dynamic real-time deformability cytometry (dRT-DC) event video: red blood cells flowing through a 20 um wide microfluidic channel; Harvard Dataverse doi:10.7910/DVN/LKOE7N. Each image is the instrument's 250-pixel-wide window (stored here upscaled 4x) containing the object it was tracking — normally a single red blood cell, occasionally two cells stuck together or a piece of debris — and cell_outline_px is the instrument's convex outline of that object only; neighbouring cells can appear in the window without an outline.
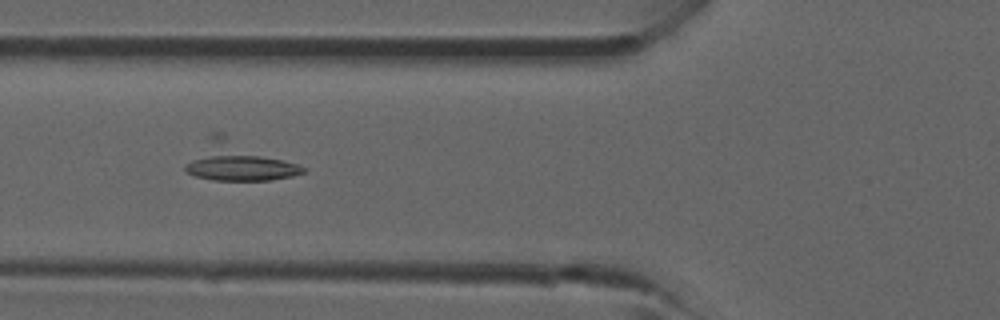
{"species": "common noctule bat (a hibernating species)", "species_latin": "Nyctalus noctula", "temperature_condition": "room temperature", "stored_images_in_passage": 4, "camera_frame_rate_fps": 3000, "um_per_image_px": 0.085, "animal": {"sex": "male", "forearm_length_mm": 52.5}, "frame": {"image": 1, "passage_image": 4, "time_ms": 4.333, "image_size_px": [1000, 320], "cell_outline_px": [[308, 168], [304, 172], [292, 176], [268, 180], [212, 180], [196, 176], [184, 172], [184, 164], [192, 160], [220, 152], [224, 152], [260, 156], [284, 160]], "centroid_in_image_um": [20.51, 14.24], "position_along_channel_um": 105.3, "area_um2": 18.15}}